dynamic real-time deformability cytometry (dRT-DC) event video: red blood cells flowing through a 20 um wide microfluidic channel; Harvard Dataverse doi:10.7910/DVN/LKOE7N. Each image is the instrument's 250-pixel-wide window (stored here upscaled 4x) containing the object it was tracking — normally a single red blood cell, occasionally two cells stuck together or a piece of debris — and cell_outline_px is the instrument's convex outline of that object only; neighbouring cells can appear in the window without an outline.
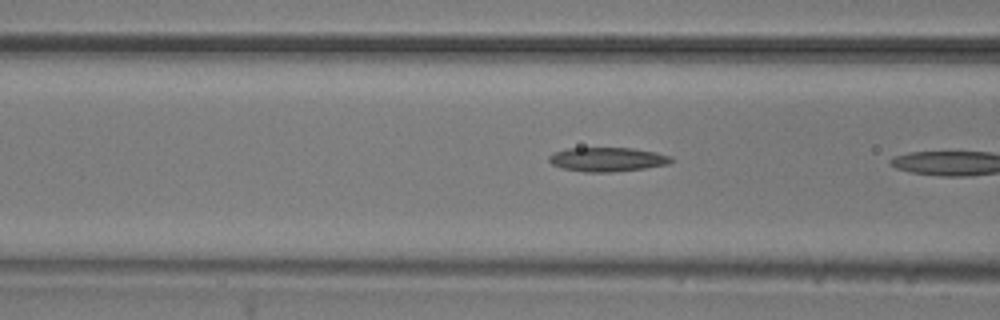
{"species": "common noctule bat (a hibernating species)", "species_latin": "Nyctalus noctula", "temperature_condition": "room temperature", "stored_images_in_passage": 11, "camera_frame_rate_fps": 3000, "um_per_image_px": 0.085, "animal": {"sex": "male", "body_mass_g": 20.5, "forearm_length_mm": 52.5}, "frame": {"image": 1, "passage_image": 10, "time_ms": 3.0, "image_size_px": [1000, 320], "cell_outline_px": [[672, 160], [668, 164], [644, 168], [612, 172], [584, 172], [564, 168], [552, 164], [548, 160], [548, 156], [552, 152], [564, 148], [632, 148], [656, 152], [672, 156]], "centroid_in_image_um": [51.59, 13.54], "position_along_channel_um": 115.0, "area_um2": 17.22}}